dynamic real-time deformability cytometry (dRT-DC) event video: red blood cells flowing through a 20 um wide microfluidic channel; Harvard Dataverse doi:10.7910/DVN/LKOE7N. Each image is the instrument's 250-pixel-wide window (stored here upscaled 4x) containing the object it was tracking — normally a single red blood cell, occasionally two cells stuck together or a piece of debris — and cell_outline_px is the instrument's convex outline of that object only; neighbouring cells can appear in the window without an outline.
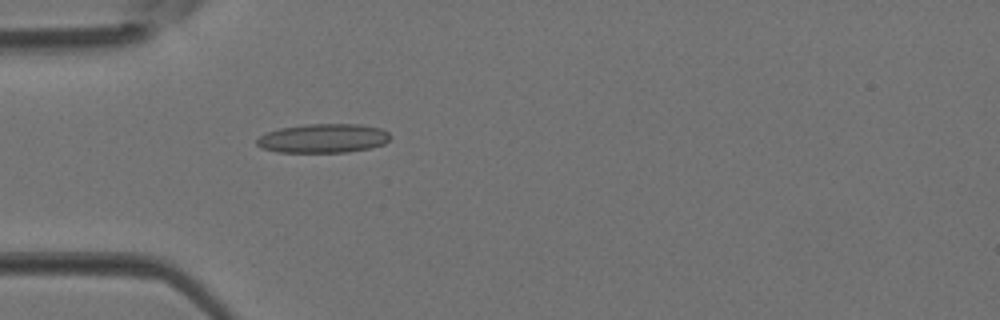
{"species": "Egyptian fruit bat (a non-hibernating species)", "species_latin": "Rousettus aegyptiacus", "temperature_condition": "room temperature", "stored_images_in_passage": 2, "camera_frame_rate_fps": 3000, "um_per_image_px": 0.085, "animal": {"sex": "female"}, "frame": {"image": 1, "passage_image": 2, "time_ms": 0.333, "image_size_px": [1000, 320], "cell_outline_px": [[392, 136], [384, 144], [372, 148], [348, 152], [276, 152], [260, 148], [256, 144], [256, 140], [260, 136], [268, 132], [280, 128], [304, 124], [360, 124], [380, 128], [388, 132]], "centroid_in_image_um": [27.48, 11.76], "position_along_channel_um": 57.5, "area_um2": 22.77}}